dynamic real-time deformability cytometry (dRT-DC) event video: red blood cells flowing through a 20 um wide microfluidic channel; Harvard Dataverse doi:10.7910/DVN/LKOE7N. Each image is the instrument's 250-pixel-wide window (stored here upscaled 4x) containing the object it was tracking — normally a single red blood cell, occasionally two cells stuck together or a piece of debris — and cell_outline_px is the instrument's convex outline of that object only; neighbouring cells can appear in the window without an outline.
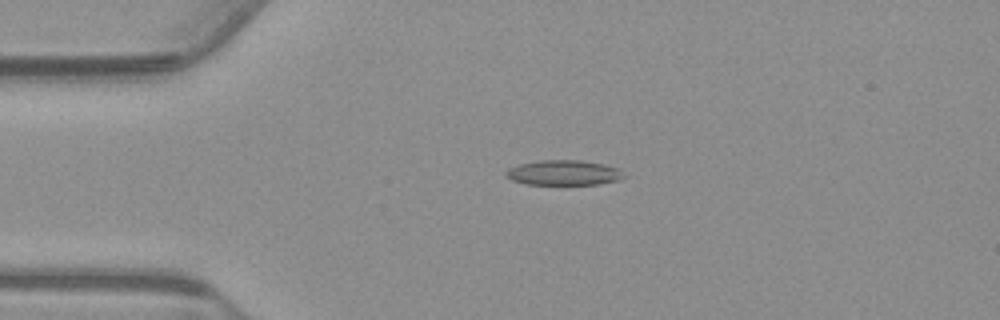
{"species": "common noctule bat (a hibernating species)", "species_latin": "Nyctalus noctula", "temperature_condition": "warm", "stored_images_in_passage": 56, "camera_frame_rate_fps": 3000, "um_per_image_px": 0.085, "animal": {"sex": "male", "body_mass_g": 23.1, "forearm_length_mm": 52.7}, "frame": {"image": 1, "passage_image": 13, "time_ms": 4.0, "image_size_px": [1000, 320], "cell_outline_px": [[624, 176], [620, 180], [596, 184], [524, 184], [512, 180], [504, 176], [504, 172], [508, 168], [520, 164], [540, 160], [580, 160], [604, 164], [620, 168]], "centroid_in_image_um": [47.89, 14.68], "position_along_channel_um": 37.1, "area_um2": 17.28}}
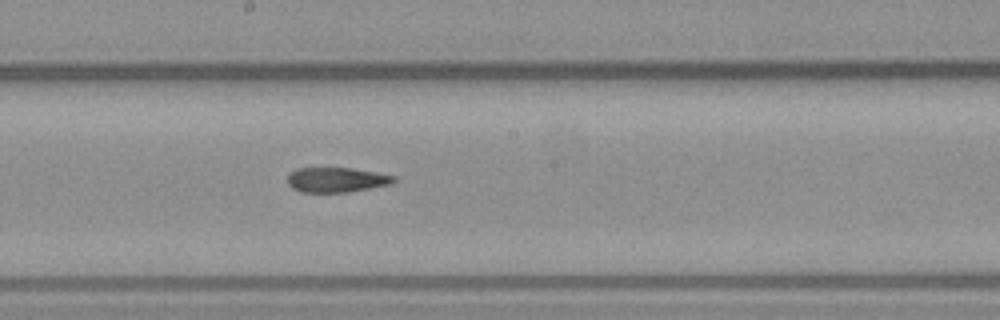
{"frame": {"image": 2, "passage_image": 30, "time_ms": 9.667, "image_size_px": [1000, 320], "cell_outline_px": [[396, 180], [392, 184], [348, 192], [300, 192], [292, 188], [288, 184], [288, 172], [296, 168], [352, 168], [376, 172], [396, 176]], "centroid_in_image_um": [28.59, 15.28], "position_along_channel_um": 219.6, "area_um2": 15.55}}
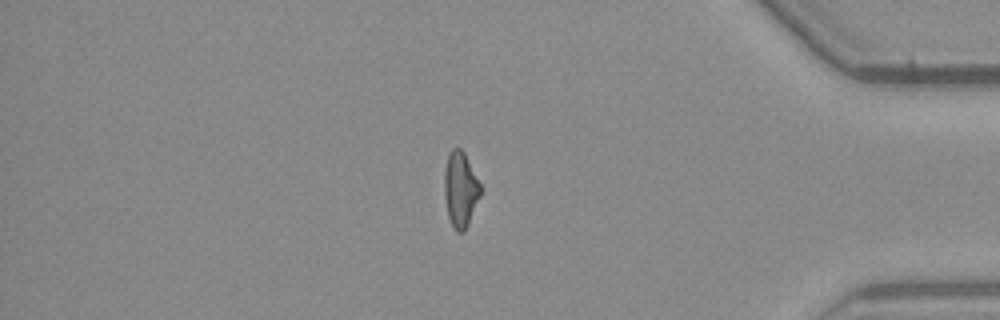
{"frame": {"image": 3, "passage_image": 47, "time_ms": 15.333, "image_size_px": [1000, 320], "cell_outline_px": [[480, 196], [468, 224], [464, 232], [456, 232], [448, 216], [444, 196], [444, 168], [448, 156], [452, 148], [460, 148], [464, 152], [480, 184]], "centroid_in_image_um": [39.12, 16.1], "position_along_channel_um": 396.1, "area_um2": 15.72}, "authors_computed_cell_mechanics": {"area_um2": 16.5308, "velocity_mm_per_s": 3.7524, "shape_relaxation_time_tau1_ms": null, "shape_relaxation_time_tau2_ms": 8.3067, "deformation_change_tau1": null, "deformation_change_tau2": 0.2014}}